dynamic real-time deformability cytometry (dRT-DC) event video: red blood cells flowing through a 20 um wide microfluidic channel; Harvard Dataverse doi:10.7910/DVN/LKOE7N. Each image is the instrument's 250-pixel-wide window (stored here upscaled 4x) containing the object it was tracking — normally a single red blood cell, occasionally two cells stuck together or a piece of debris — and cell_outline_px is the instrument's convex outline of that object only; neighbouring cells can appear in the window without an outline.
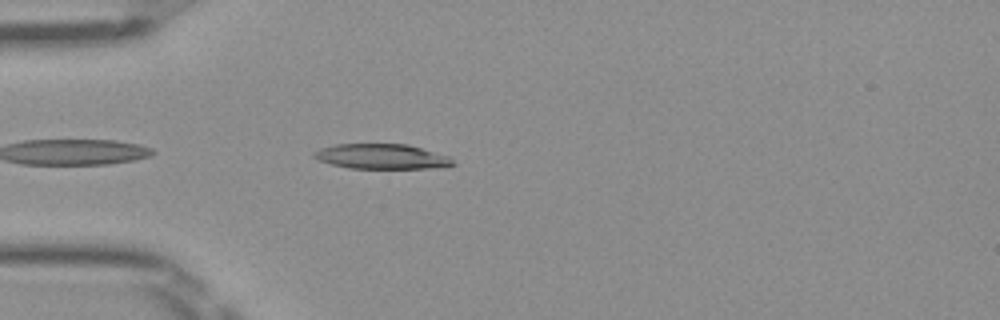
{"species": "Egyptian fruit bat (a non-hibernating species)", "species_latin": "Rousettus aegyptiacus", "temperature_condition": "room temperature", "stored_images_in_passage": 38, "camera_frame_rate_fps": 3000, "um_per_image_px": 0.085, "frame": {"image": 1, "passage_image": 2, "time_ms": 0.333, "image_size_px": [1000, 320], "cell_outline_px": [[456, 164], [440, 168], [348, 168], [332, 164], [320, 160], [312, 156], [312, 152], [320, 148], [336, 144], [408, 144], [448, 156]], "centroid_in_image_um": [32.44, 13.3], "position_along_channel_um": 52.6, "area_um2": 20.17}}
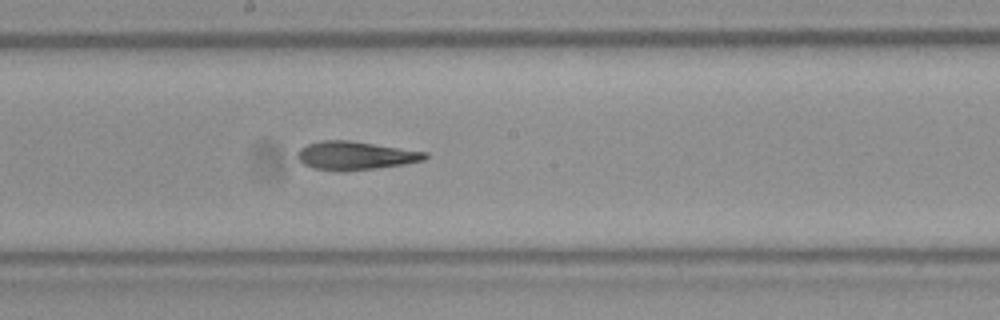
{"frame": {"image": 2, "passage_image": 15, "time_ms": 4.667, "image_size_px": [1000, 320], "cell_outline_px": [[428, 156], [424, 160], [404, 164], [372, 168], [312, 168], [304, 164], [296, 156], [296, 152], [300, 148], [308, 144], [320, 140], [348, 140], [428, 152]], "centroid_in_image_um": [30.21, 13.17], "position_along_channel_um": 218.0, "area_um2": 20.23}}
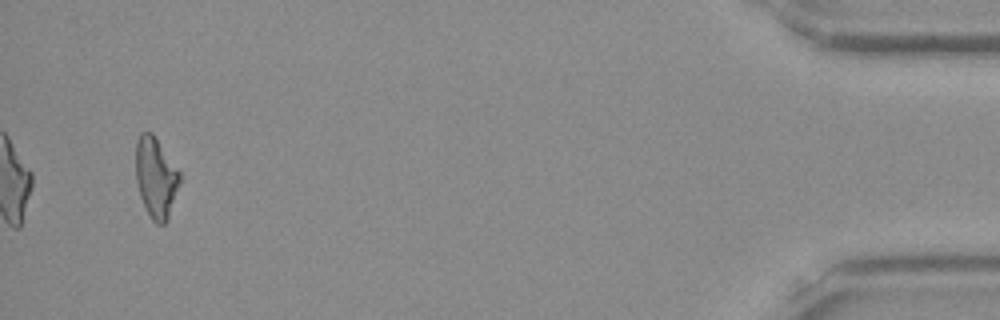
{"frame": {"image": 3, "passage_image": 36, "time_ms": 11.667, "image_size_px": [1000, 320], "cell_outline_px": [[180, 184], [168, 220], [164, 224], [156, 224], [152, 220], [140, 196], [136, 180], [136, 140], [140, 132], [152, 132], [180, 172]], "centroid_in_image_um": [13.25, 15.09], "position_along_channel_um": 421.9, "area_um2": 20.63}, "authors_computed_cell_mechanics": {"area_um2": 20.8369, "velocity_mm_per_s": 4.0311, "shape_relaxation_time_tau1_ms": 5.9131, "shape_relaxation_time_tau2_ms": 3.1314, "deformation_change_tau1": 0.1838, "deformation_change_tau2": 0.1418}}